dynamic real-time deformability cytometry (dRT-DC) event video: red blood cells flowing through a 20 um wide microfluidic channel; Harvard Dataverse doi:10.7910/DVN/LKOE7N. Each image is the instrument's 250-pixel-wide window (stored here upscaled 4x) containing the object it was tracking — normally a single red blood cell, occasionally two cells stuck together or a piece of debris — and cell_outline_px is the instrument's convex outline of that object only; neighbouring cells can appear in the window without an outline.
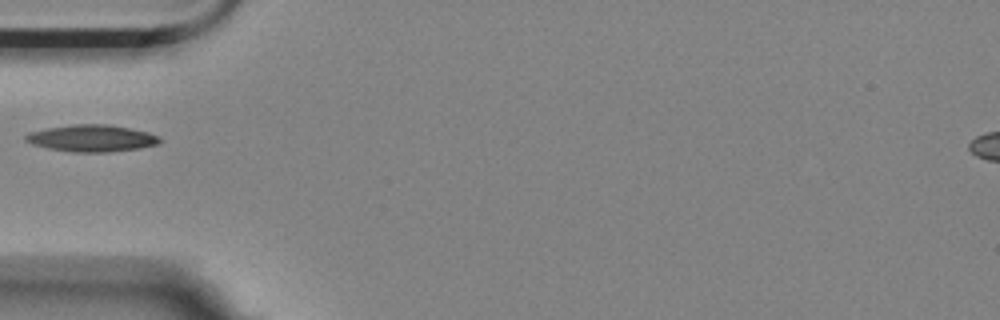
{"species": "Egyptian fruit bat (a non-hibernating species)", "species_latin": "Rousettus aegyptiacus", "temperature_condition": "room temperature", "stored_images_in_passage": 3, "camera_frame_rate_fps": 3000, "um_per_image_px": 0.085, "animal": {"sex": "female"}, "frame": {"image": 1, "passage_image": 1, "time_ms": 0.0, "image_size_px": [1000, 320], "cell_outline_px": [[160, 144], [140, 148], [108, 152], [72, 152], [48, 148], [32, 144], [24, 140], [24, 136], [28, 132], [48, 128], [72, 124], [108, 124], [148, 132], [156, 136], [160, 140]], "centroid_in_image_um": [7.76, 11.75], "position_along_channel_um": 77.2, "area_um2": 20.92}}
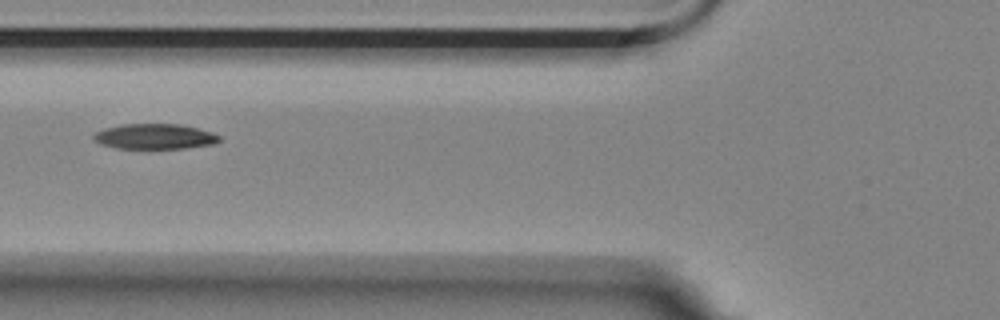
{"frame": {"image": 2, "passage_image": 2, "time_ms": 0.333, "image_size_px": [1000, 320], "cell_outline_px": [[220, 140], [216, 144], [188, 148], [116, 148], [100, 144], [92, 136], [96, 132], [104, 128], [120, 124], [180, 124], [212, 132], [220, 136]], "centroid_in_image_um": [13.17, 11.6], "position_along_channel_um": 112.6, "area_um2": 18.55}}
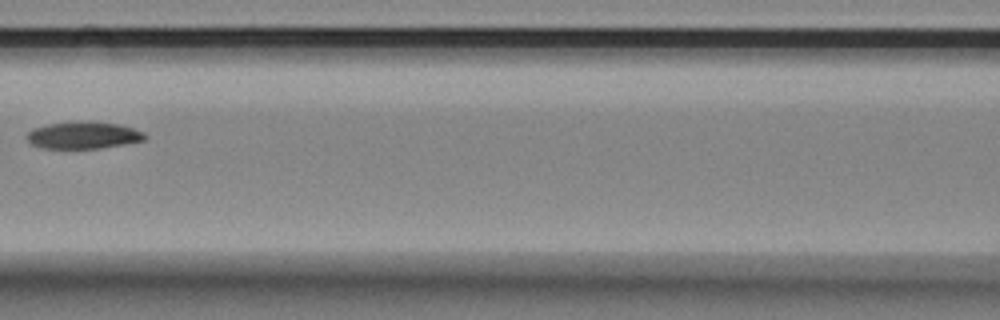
{"frame": {"image": 3, "passage_image": 3, "time_ms": 0.667, "image_size_px": [1000, 320], "cell_outline_px": [[148, 136], [144, 140], [124, 144], [100, 148], [40, 148], [32, 144], [24, 136], [32, 128], [48, 124], [84, 120], [120, 124], [144, 132]], "centroid_in_image_um": [7.07, 11.48], "position_along_channel_um": 159.5, "area_um2": 18.79}}